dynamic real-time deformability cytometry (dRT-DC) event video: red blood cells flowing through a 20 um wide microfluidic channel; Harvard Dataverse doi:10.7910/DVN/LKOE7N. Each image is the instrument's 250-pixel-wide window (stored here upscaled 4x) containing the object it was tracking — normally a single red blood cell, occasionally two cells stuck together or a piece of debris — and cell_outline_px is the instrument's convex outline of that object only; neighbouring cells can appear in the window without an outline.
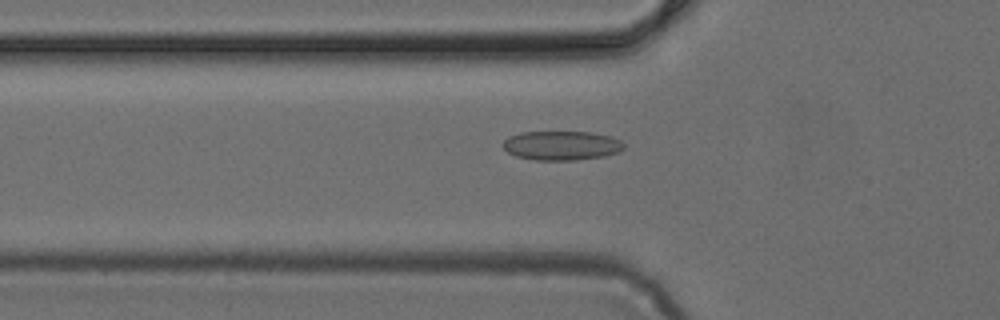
{"species": "common noctule bat (a hibernating species)", "species_latin": "Nyctalus noctula", "temperature_condition": "cold", "stored_images_in_passage": 36, "camera_frame_rate_fps": 3000, "um_per_image_px": 0.085, "animal": {"sex": "female", "body_mass_g": 24.6, "forearm_length_mm": 56.2}, "frame": {"image": 1, "passage_image": 4, "time_ms": 1.0, "image_size_px": [1000, 320], "cell_outline_px": [[624, 148], [620, 152], [604, 156], [576, 160], [536, 160], [516, 156], [508, 152], [504, 148], [504, 140], [508, 136], [520, 132], [592, 132], [612, 136], [620, 140], [624, 144]], "centroid_in_image_um": [47.76, 12.36], "position_along_channel_um": 78.0, "area_um2": 20.69}}
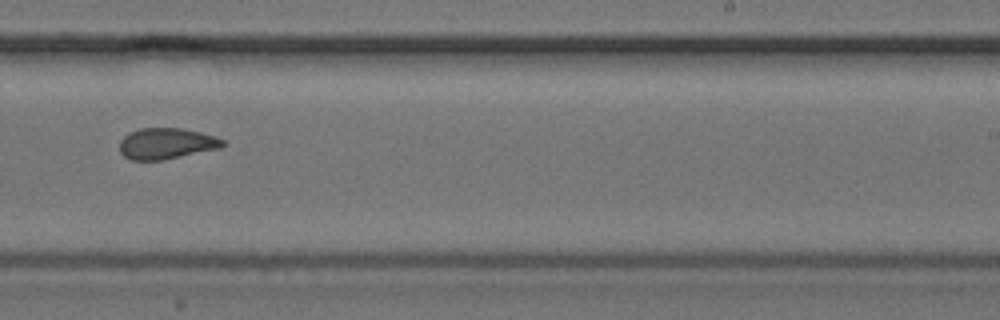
{"frame": {"image": 2, "passage_image": 18, "time_ms": 5.667, "image_size_px": [1000, 320], "cell_outline_px": [[228, 144], [220, 148], [164, 160], [132, 160], [124, 156], [120, 152], [120, 140], [128, 132], [140, 128], [180, 128], [200, 132], [216, 136], [224, 140]], "centroid_in_image_um": [14.16, 12.2], "position_along_channel_um": 274.8, "area_um2": 18.84}}
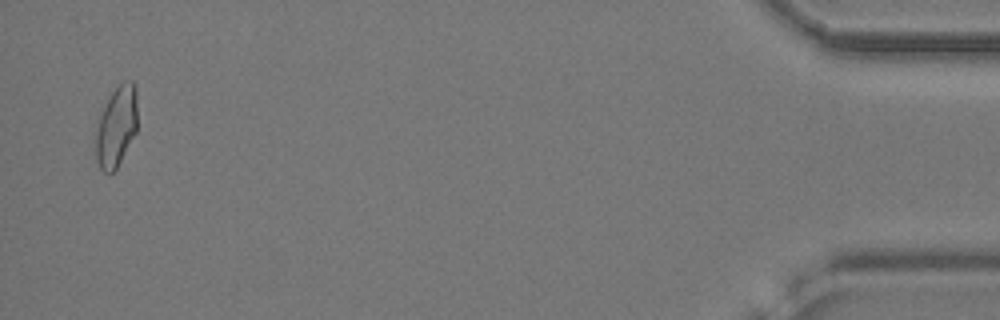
{"frame": {"image": 3, "passage_image": 35, "time_ms": 11.333, "image_size_px": [1000, 320], "cell_outline_px": [[136, 132], [116, 168], [112, 172], [104, 172], [100, 168], [96, 160], [96, 128], [104, 104], [112, 92], [124, 80], [132, 80], [136, 88]], "centroid_in_image_um": [9.88, 10.73], "position_along_channel_um": 425.3, "area_um2": 19.31}}